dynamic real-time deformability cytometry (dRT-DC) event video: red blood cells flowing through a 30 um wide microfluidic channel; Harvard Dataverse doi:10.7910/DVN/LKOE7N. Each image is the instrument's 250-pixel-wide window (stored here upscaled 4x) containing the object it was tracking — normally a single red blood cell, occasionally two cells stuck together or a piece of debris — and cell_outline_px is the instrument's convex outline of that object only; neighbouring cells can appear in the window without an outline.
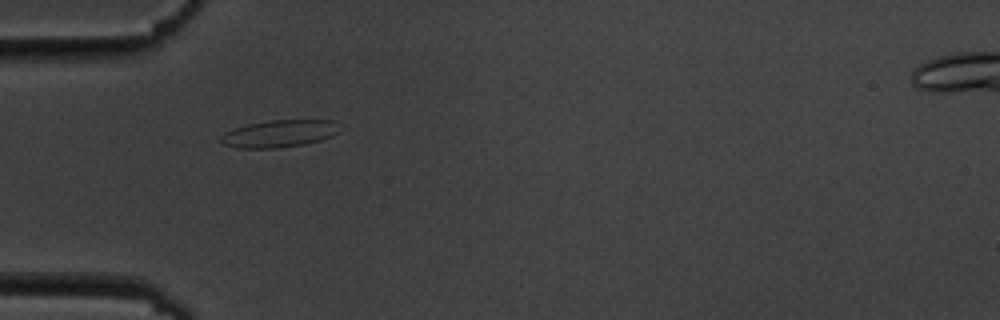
{"species": "common noctule bat (a hibernating species)", "species_latin": "Nyctalus noctula", "temperature_condition": "cold", "stored_images_in_passage": 1, "camera_frame_rate_fps": 3000, "um_per_image_px": 0.085, "animal": {"sex": "male", "body_mass_g": 19.5, "forearm_length_mm": 54.6}, "frame": {"image": 1, "passage_image": 1, "time_ms": 0.0, "image_size_px": [1000, 320], "cell_outline_px": [[340, 132], [332, 136], [320, 140], [304, 144], [276, 148], [236, 148], [220, 144], [220, 136], [236, 128], [248, 124], [272, 120], [332, 120]], "centroid_in_image_um": [23.71, 11.37], "position_along_channel_um": 61.3, "area_um2": 18.67}}